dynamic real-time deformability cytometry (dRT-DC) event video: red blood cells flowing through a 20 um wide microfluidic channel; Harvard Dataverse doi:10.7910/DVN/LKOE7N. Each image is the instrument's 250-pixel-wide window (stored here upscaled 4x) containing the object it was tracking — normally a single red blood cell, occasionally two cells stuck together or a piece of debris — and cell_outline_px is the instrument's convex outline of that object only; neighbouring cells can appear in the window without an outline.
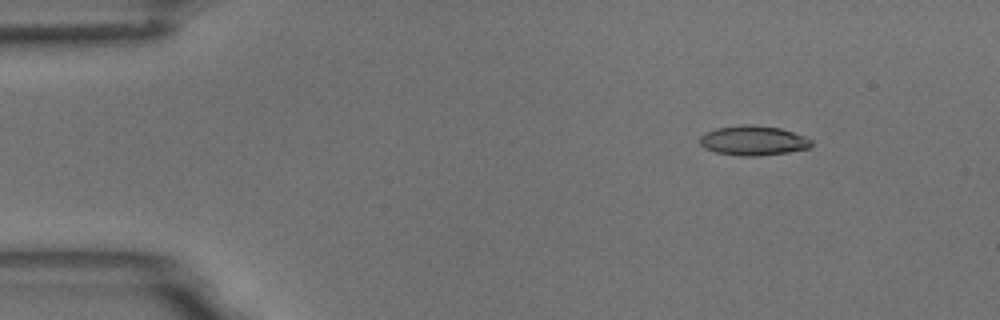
{"species": "common noctule bat (a hibernating species)", "species_latin": "Nyctalus noctula", "temperature_condition": "room temperature", "stored_images_in_passage": 5, "camera_frame_rate_fps": 3000, "um_per_image_px": 0.085, "animal": {"sex": "male", "body_mass_g": 18.8}, "frame": {"image": 1, "passage_image": 2, "time_ms": 0.333, "image_size_px": [1000, 320], "cell_outline_px": [[812, 144], [808, 148], [788, 152], [760, 156], [740, 156], [716, 152], [704, 148], [700, 144], [700, 136], [704, 132], [716, 128], [740, 124], [756, 124], [780, 128], [808, 136], [812, 140]], "centroid_in_image_um": [64.03, 11.93], "position_along_channel_um": 21.0, "area_um2": 19.65}}
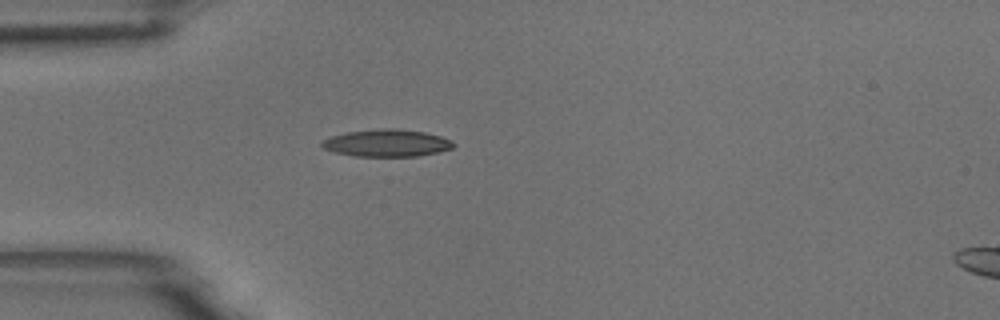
{"frame": {"image": 2, "passage_image": 4, "time_ms": 1.0, "image_size_px": [1000, 320], "cell_outline_px": [[456, 144], [452, 148], [440, 152], [416, 156], [352, 156], [336, 152], [324, 148], [320, 144], [324, 140], [332, 136], [348, 132], [380, 128], [396, 128], [424, 132], [440, 136], [452, 140]], "centroid_in_image_um": [32.92, 12.15], "position_along_channel_um": 52.1, "area_um2": 20.81}}